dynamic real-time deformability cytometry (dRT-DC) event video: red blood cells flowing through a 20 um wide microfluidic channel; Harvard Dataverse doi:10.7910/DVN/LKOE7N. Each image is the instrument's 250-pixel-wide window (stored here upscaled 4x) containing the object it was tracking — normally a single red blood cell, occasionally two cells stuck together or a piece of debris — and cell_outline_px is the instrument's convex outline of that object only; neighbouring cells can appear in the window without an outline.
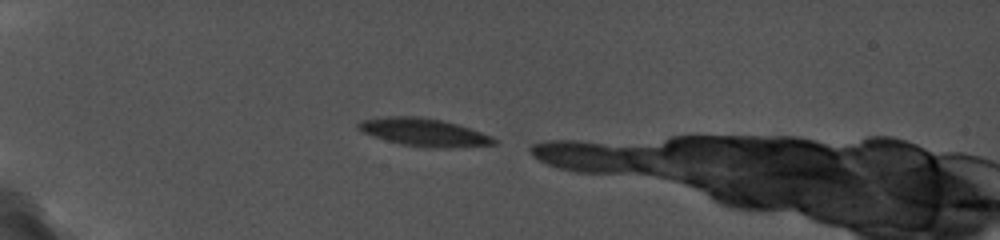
{"species": "common noctule bat (a hibernating species)", "species_latin": "Nyctalus noctula", "temperature_condition": "cold", "stored_images_in_passage": 4, "camera_frame_rate_fps": 5000, "um_per_image_px": 0.085, "animal": {"sex": "female", "body_mass_g": 19.0, "forearm_length_mm": 56.7}, "frame": {"image": 1, "passage_image": 1, "time_ms": 0.0, "image_size_px": [1000, 240], "cell_outline_px": [[500, 140], [496, 144], [452, 148], [424, 148], [400, 144], [372, 136], [356, 128], [356, 124], [360, 120], [384, 116], [420, 116], [440, 120], [456, 124], [492, 136]], "centroid_in_image_um": [36.02, 11.25], "position_along_channel_um": 49.0, "area_um2": 22.25}}